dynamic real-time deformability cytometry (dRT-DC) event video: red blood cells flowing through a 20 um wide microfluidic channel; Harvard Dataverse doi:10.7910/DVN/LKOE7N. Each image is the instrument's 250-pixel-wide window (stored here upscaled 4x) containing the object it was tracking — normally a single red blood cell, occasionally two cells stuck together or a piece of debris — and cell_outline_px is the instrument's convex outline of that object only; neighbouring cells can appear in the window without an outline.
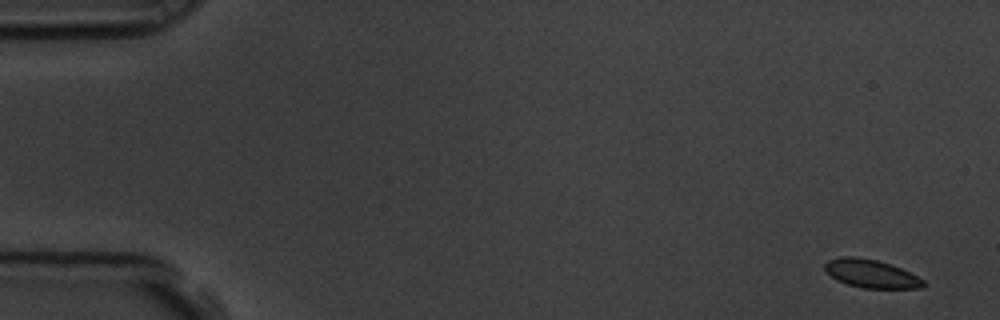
{"species": "common noctule bat (a hibernating species)", "species_latin": "Nyctalus noctula", "temperature_condition": "room temperature", "stored_images_in_passage": 5, "camera_frame_rate_fps": 3000, "um_per_image_px": 0.085, "animal": {"sex": "male", "body_mass_g": 19.5, "forearm_length_mm": 54.6}, "frame": {"image": 1, "passage_image": 1, "time_ms": 0.0, "image_size_px": [1000, 320], "cell_outline_px": [[924, 284], [920, 288], [864, 288], [848, 284], [836, 280], [824, 268], [824, 264], [828, 260], [840, 256], [852, 256], [876, 260], [900, 268], [924, 280]], "centroid_in_image_um": [74.0, 23.26], "position_along_channel_um": 11.0, "area_um2": 15.9}}
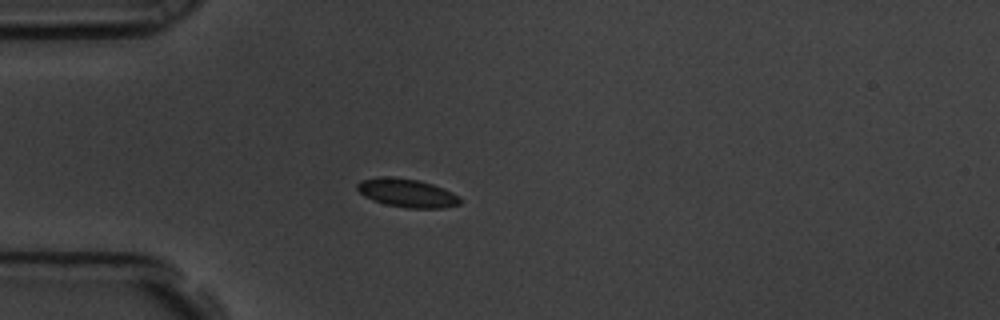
{"frame": {"image": 2, "passage_image": 5, "time_ms": 1.333, "image_size_px": [1000, 320], "cell_outline_px": [[460, 204], [444, 208], [408, 208], [384, 204], [372, 200], [364, 196], [356, 188], [356, 184], [360, 180], [384, 176], [388, 176], [416, 180], [432, 184], [444, 188], [460, 196]], "centroid_in_image_um": [34.59, 16.41], "position_along_channel_um": 50.4, "area_um2": 17.11}}